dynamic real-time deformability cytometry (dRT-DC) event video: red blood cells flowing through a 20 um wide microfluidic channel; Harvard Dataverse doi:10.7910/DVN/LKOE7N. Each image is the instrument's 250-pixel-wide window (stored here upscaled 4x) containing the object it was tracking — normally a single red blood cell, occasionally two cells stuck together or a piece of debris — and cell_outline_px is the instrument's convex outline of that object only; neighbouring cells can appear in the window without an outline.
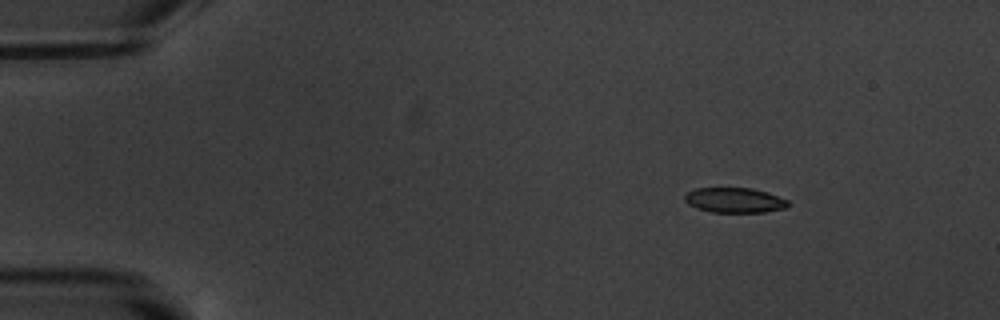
{"species": "common noctule bat (a hibernating species)", "species_latin": "Nyctalus noctula", "temperature_condition": "warm", "stored_images_in_passage": 4, "camera_frame_rate_fps": 3000, "um_per_image_px": 0.085, "animal": {"sex": "male", "body_mass_g": 20.1, "forearm_length_mm": 53.5}, "frame": {"image": 1, "passage_image": 2, "time_ms": 2.0, "image_size_px": [1000, 320], "cell_outline_px": [[792, 204], [788, 208], [764, 212], [712, 212], [696, 208], [688, 204], [684, 200], [684, 196], [688, 192], [696, 188], [752, 188], [768, 192], [788, 200]], "centroid_in_image_um": [62.48, 17.02], "position_along_channel_um": 22.5, "area_um2": 15.26}}